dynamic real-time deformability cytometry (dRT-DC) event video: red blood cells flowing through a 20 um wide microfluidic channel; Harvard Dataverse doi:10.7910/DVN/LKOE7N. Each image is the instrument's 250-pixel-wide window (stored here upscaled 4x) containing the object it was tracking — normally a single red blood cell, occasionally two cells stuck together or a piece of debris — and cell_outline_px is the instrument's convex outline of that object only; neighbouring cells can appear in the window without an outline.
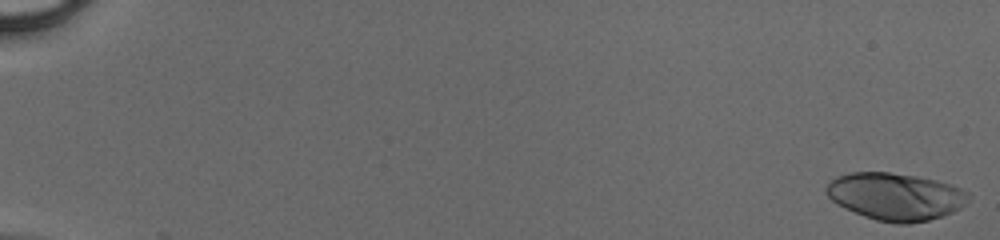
{"species": "human", "species_latin": "Homo sapiens", "temperature_condition": "cold", "stored_images_in_passage": 50, "camera_frame_rate_fps": 3000, "um_per_image_px": 0.085, "donor": {"sex": "male"}, "frame": {"image": 1, "passage_image": 1, "time_ms": 0.0, "image_size_px": [1000, 240], "cell_outline_px": [[972, 196], [960, 208], [952, 212], [928, 220], [908, 224], [896, 224], [876, 220], [864, 216], [844, 208], [836, 204], [824, 192], [824, 188], [836, 176], [852, 172], [888, 172], [916, 176], [936, 180], [960, 188], [968, 192]], "centroid_in_image_um": [76.09, 16.7], "position_along_channel_um": 8.9, "area_um2": 39.25}}
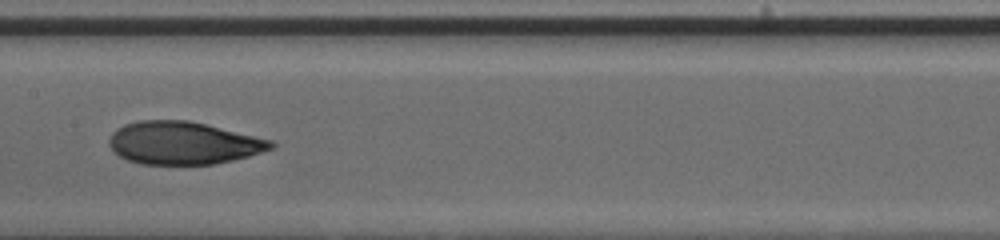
{"frame": {"image": 2, "passage_image": 28, "time_ms": 9.0, "image_size_px": [1000, 240], "cell_outline_px": [[276, 144], [272, 148], [248, 156], [232, 160], [212, 164], [140, 164], [128, 160], [112, 152], [108, 144], [108, 140], [112, 132], [116, 128], [124, 124], [140, 120], [188, 120], [276, 140]], "centroid_in_image_um": [15.56, 12.14], "position_along_channel_um": 191.8, "area_um2": 40.58}}
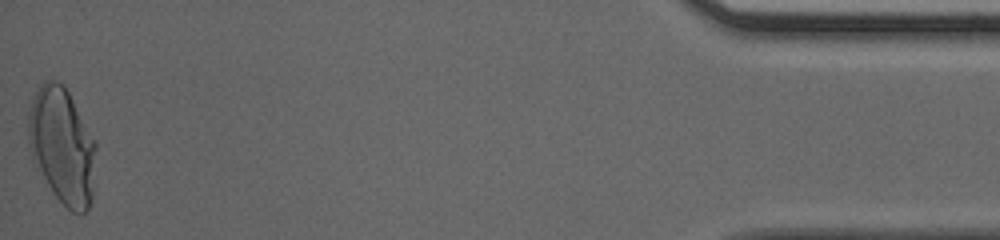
{"frame": {"image": 3, "passage_image": 50, "time_ms": 16.333, "image_size_px": [1000, 240], "cell_outline_px": [[96, 148], [92, 200], [88, 208], [84, 212], [72, 212], [52, 192], [32, 160], [28, 144], [28, 112], [32, 100], [36, 92], [44, 80], [56, 80], [64, 84], [96, 140]], "centroid_in_image_um": [5.28, 12.37], "position_along_channel_um": 429.9, "area_um2": 46.01}}